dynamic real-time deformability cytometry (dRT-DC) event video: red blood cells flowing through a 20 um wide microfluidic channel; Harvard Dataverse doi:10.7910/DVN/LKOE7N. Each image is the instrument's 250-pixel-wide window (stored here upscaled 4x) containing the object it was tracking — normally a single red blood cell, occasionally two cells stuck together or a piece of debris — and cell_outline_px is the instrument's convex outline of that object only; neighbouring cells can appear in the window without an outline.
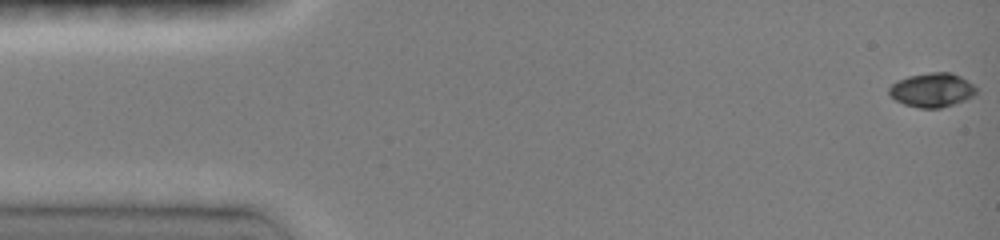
{"species": "common noctule bat (a hibernating species)", "species_latin": "Nyctalus noctula", "temperature_condition": "room temperature", "stored_images_in_passage": 23, "camera_frame_rate_fps": 3000, "um_per_image_px": 0.085, "animal": {"sex": "female", "body_mass_g": 19.0, "forearm_length_mm": 51.5}, "frame": {"image": 1, "passage_image": 1, "time_ms": 0.0, "image_size_px": [1000, 240], "cell_outline_px": [[976, 92], [972, 96], [964, 100], [940, 108], [920, 108], [904, 104], [896, 100], [888, 92], [888, 88], [896, 80], [908, 76], [932, 72], [952, 72], [960, 76], [972, 84], [976, 88]], "centroid_in_image_um": [79.2, 7.64], "position_along_channel_um": 5.8, "area_um2": 17.17}}
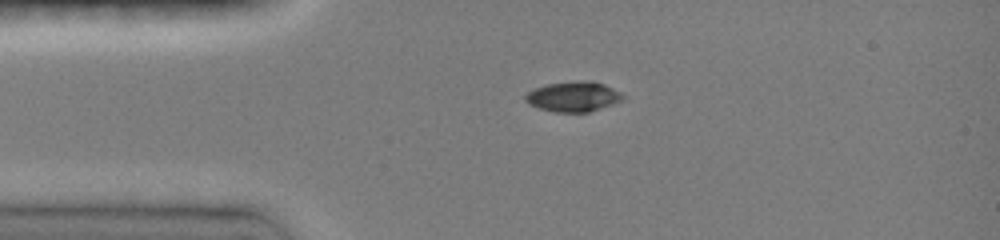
{"frame": {"image": 2, "passage_image": 18, "time_ms": 3.333, "image_size_px": [1000, 240], "cell_outline_px": [[624, 96], [620, 100], [612, 104], [588, 112], [556, 112], [540, 108], [528, 104], [524, 100], [524, 96], [528, 92], [536, 88], [548, 84], [580, 80], [588, 80], [604, 84], [620, 92]], "centroid_in_image_um": [48.71, 8.2], "position_along_channel_um": 36.3, "area_um2": 16.88}}
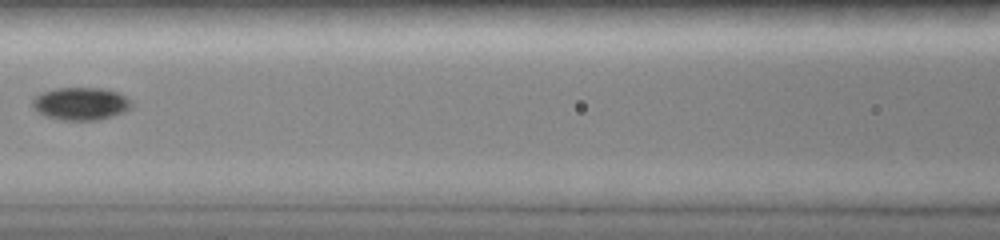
{"frame": {"image": 3, "passage_image": 23, "time_ms": 7.0, "image_size_px": [1000, 240], "cell_outline_px": [[132, 108], [124, 112], [100, 120], [60, 120], [36, 112], [32, 108], [32, 100], [40, 92], [56, 88], [104, 88], [120, 92], [132, 100]], "centroid_in_image_um": [6.89, 8.81], "position_along_channel_um": 159.7, "area_um2": 19.25}}